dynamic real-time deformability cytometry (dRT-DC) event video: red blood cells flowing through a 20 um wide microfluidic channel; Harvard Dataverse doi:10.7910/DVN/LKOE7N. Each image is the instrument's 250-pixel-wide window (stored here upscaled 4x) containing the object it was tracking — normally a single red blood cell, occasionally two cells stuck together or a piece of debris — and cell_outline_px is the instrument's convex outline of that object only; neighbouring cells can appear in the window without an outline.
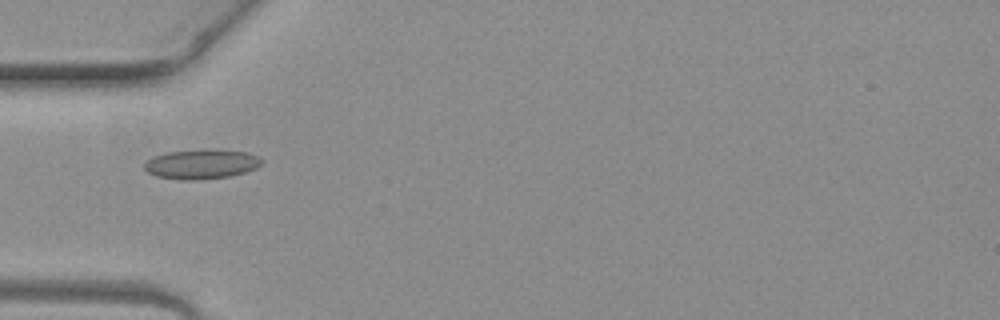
{"species": "common noctule bat (a hibernating species)", "species_latin": "Nyctalus noctula", "temperature_condition": "warm", "stored_images_in_passage": 5, "camera_frame_rate_fps": 3000, "um_per_image_px": 0.085, "animal": {"sex": "female", "body_mass_g": 19.3, "forearm_length_mm": 54.1}, "frame": {"image": 1, "passage_image": 3, "time_ms": 0.667, "image_size_px": [1000, 320], "cell_outline_px": [[264, 160], [256, 168], [244, 172], [228, 176], [196, 180], [184, 180], [156, 176], [148, 172], [144, 168], [144, 160], [152, 156], [168, 152], [204, 148], [212, 148], [248, 152], [260, 156]], "centroid_in_image_um": [17.12, 13.92], "position_along_channel_um": 67.9, "area_um2": 20.63}}
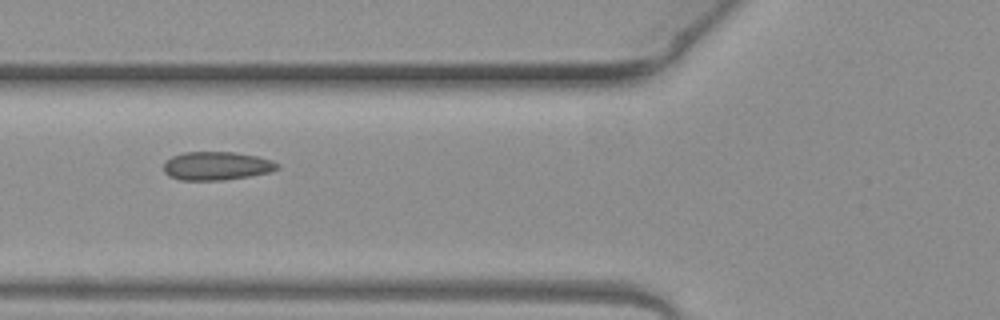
{"frame": {"image": 2, "passage_image": 4, "time_ms": 1.0, "image_size_px": [1000, 320], "cell_outline_px": [[280, 168], [272, 172], [248, 176], [220, 180], [180, 180], [168, 176], [164, 172], [164, 164], [172, 156], [184, 152], [232, 152], [256, 156], [272, 160], [280, 164]], "centroid_in_image_um": [18.43, 14.1], "position_along_channel_um": 107.4, "area_um2": 18.84}}
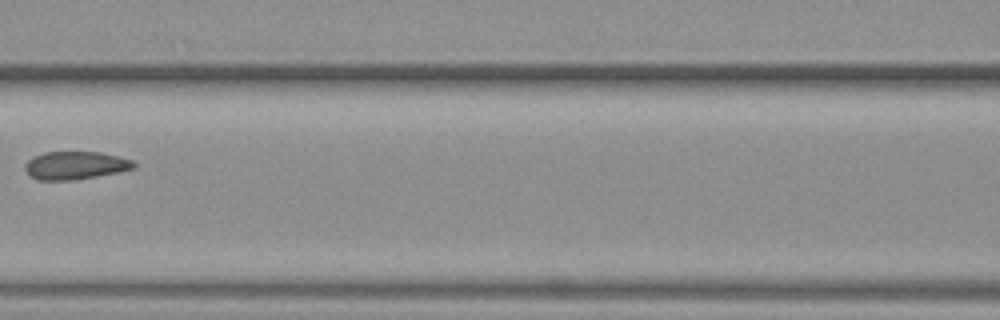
{"frame": {"image": 3, "passage_image": 5, "time_ms": 1.333, "image_size_px": [1000, 320], "cell_outline_px": [[136, 168], [96, 176], [72, 180], [36, 180], [28, 176], [24, 168], [24, 164], [28, 160], [44, 152], [100, 152], [120, 156], [132, 160], [136, 164]], "centroid_in_image_um": [6.38, 14.06], "position_along_channel_um": 160.2, "area_um2": 17.8}}